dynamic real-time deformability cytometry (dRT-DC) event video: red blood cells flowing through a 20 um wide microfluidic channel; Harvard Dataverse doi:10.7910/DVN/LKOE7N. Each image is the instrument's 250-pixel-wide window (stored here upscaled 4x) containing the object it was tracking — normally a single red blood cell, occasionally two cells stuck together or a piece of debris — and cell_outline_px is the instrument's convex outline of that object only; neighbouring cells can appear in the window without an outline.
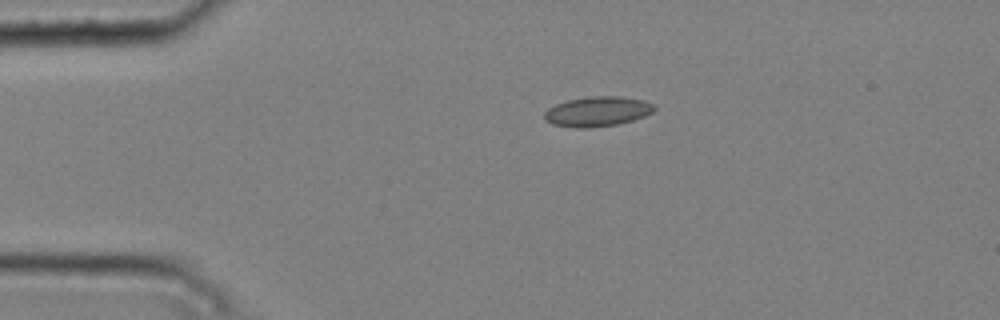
{"species": "common noctule bat (a hibernating species)", "species_latin": "Nyctalus noctula", "temperature_condition": "cold", "stored_images_in_passage": 2, "camera_frame_rate_fps": 3000, "um_per_image_px": 0.085, "animal": {"sex": "male", "body_mass_g": 20.4}, "frame": {"image": 1, "passage_image": 1, "time_ms": 0.0, "image_size_px": [1000, 320], "cell_outline_px": [[656, 108], [652, 112], [644, 116], [620, 124], [588, 128], [576, 128], [552, 124], [544, 120], [544, 112], [548, 108], [556, 104], [568, 100], [588, 96], [620, 96], [644, 100], [656, 104]], "centroid_in_image_um": [50.79, 9.47], "position_along_channel_um": 34.2, "area_um2": 19.36}}